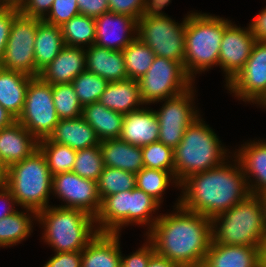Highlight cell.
Segmentation results:
<instances>
[{
	"mask_svg": "<svg viewBox=\"0 0 266 267\" xmlns=\"http://www.w3.org/2000/svg\"><path fill=\"white\" fill-rule=\"evenodd\" d=\"M145 243L130 255H123L121 251L120 267H147L150 258L155 254L153 244L146 238Z\"/></svg>",
	"mask_w": 266,
	"mask_h": 267,
	"instance_id": "obj_43",
	"label": "cell"
},
{
	"mask_svg": "<svg viewBox=\"0 0 266 267\" xmlns=\"http://www.w3.org/2000/svg\"><path fill=\"white\" fill-rule=\"evenodd\" d=\"M41 19L21 12L14 18L0 67L35 77L34 44Z\"/></svg>",
	"mask_w": 266,
	"mask_h": 267,
	"instance_id": "obj_12",
	"label": "cell"
},
{
	"mask_svg": "<svg viewBox=\"0 0 266 267\" xmlns=\"http://www.w3.org/2000/svg\"><path fill=\"white\" fill-rule=\"evenodd\" d=\"M225 88L235 99L257 107L266 101V42H255L246 64Z\"/></svg>",
	"mask_w": 266,
	"mask_h": 267,
	"instance_id": "obj_13",
	"label": "cell"
},
{
	"mask_svg": "<svg viewBox=\"0 0 266 267\" xmlns=\"http://www.w3.org/2000/svg\"><path fill=\"white\" fill-rule=\"evenodd\" d=\"M256 40L249 25L239 27L224 18V34L219 52V67L223 71L227 85L244 67L251 55Z\"/></svg>",
	"mask_w": 266,
	"mask_h": 267,
	"instance_id": "obj_15",
	"label": "cell"
},
{
	"mask_svg": "<svg viewBox=\"0 0 266 267\" xmlns=\"http://www.w3.org/2000/svg\"><path fill=\"white\" fill-rule=\"evenodd\" d=\"M201 267H260V247L222 245L211 241Z\"/></svg>",
	"mask_w": 266,
	"mask_h": 267,
	"instance_id": "obj_20",
	"label": "cell"
},
{
	"mask_svg": "<svg viewBox=\"0 0 266 267\" xmlns=\"http://www.w3.org/2000/svg\"><path fill=\"white\" fill-rule=\"evenodd\" d=\"M136 187V174L117 168L104 166L97 180V189L101 201L109 195L128 191Z\"/></svg>",
	"mask_w": 266,
	"mask_h": 267,
	"instance_id": "obj_37",
	"label": "cell"
},
{
	"mask_svg": "<svg viewBox=\"0 0 266 267\" xmlns=\"http://www.w3.org/2000/svg\"><path fill=\"white\" fill-rule=\"evenodd\" d=\"M137 21L124 14L103 13L95 18V45L123 51L137 37Z\"/></svg>",
	"mask_w": 266,
	"mask_h": 267,
	"instance_id": "obj_16",
	"label": "cell"
},
{
	"mask_svg": "<svg viewBox=\"0 0 266 267\" xmlns=\"http://www.w3.org/2000/svg\"><path fill=\"white\" fill-rule=\"evenodd\" d=\"M54 0H25L20 6V12L28 17L43 20L49 13Z\"/></svg>",
	"mask_w": 266,
	"mask_h": 267,
	"instance_id": "obj_46",
	"label": "cell"
},
{
	"mask_svg": "<svg viewBox=\"0 0 266 267\" xmlns=\"http://www.w3.org/2000/svg\"><path fill=\"white\" fill-rule=\"evenodd\" d=\"M81 251L54 252V256L49 258L42 267H81Z\"/></svg>",
	"mask_w": 266,
	"mask_h": 267,
	"instance_id": "obj_47",
	"label": "cell"
},
{
	"mask_svg": "<svg viewBox=\"0 0 266 267\" xmlns=\"http://www.w3.org/2000/svg\"><path fill=\"white\" fill-rule=\"evenodd\" d=\"M35 221L37 213L30 209L17 210L0 219V245L3 248L13 247L26 240L33 233Z\"/></svg>",
	"mask_w": 266,
	"mask_h": 267,
	"instance_id": "obj_31",
	"label": "cell"
},
{
	"mask_svg": "<svg viewBox=\"0 0 266 267\" xmlns=\"http://www.w3.org/2000/svg\"><path fill=\"white\" fill-rule=\"evenodd\" d=\"M247 140L233 152L244 172L250 194H266V139Z\"/></svg>",
	"mask_w": 266,
	"mask_h": 267,
	"instance_id": "obj_17",
	"label": "cell"
},
{
	"mask_svg": "<svg viewBox=\"0 0 266 267\" xmlns=\"http://www.w3.org/2000/svg\"><path fill=\"white\" fill-rule=\"evenodd\" d=\"M0 6H17V7H19V0H0Z\"/></svg>",
	"mask_w": 266,
	"mask_h": 267,
	"instance_id": "obj_56",
	"label": "cell"
},
{
	"mask_svg": "<svg viewBox=\"0 0 266 267\" xmlns=\"http://www.w3.org/2000/svg\"><path fill=\"white\" fill-rule=\"evenodd\" d=\"M260 267H266V235L260 245Z\"/></svg>",
	"mask_w": 266,
	"mask_h": 267,
	"instance_id": "obj_55",
	"label": "cell"
},
{
	"mask_svg": "<svg viewBox=\"0 0 266 267\" xmlns=\"http://www.w3.org/2000/svg\"><path fill=\"white\" fill-rule=\"evenodd\" d=\"M25 0H19V6L24 2Z\"/></svg>",
	"mask_w": 266,
	"mask_h": 267,
	"instance_id": "obj_58",
	"label": "cell"
},
{
	"mask_svg": "<svg viewBox=\"0 0 266 267\" xmlns=\"http://www.w3.org/2000/svg\"><path fill=\"white\" fill-rule=\"evenodd\" d=\"M186 16L181 23L171 17L140 18L137 37L147 44L155 56L180 62L184 67Z\"/></svg>",
	"mask_w": 266,
	"mask_h": 267,
	"instance_id": "obj_9",
	"label": "cell"
},
{
	"mask_svg": "<svg viewBox=\"0 0 266 267\" xmlns=\"http://www.w3.org/2000/svg\"><path fill=\"white\" fill-rule=\"evenodd\" d=\"M5 186L22 210L30 209L37 213L51 206L52 174L39 148L8 168Z\"/></svg>",
	"mask_w": 266,
	"mask_h": 267,
	"instance_id": "obj_7",
	"label": "cell"
},
{
	"mask_svg": "<svg viewBox=\"0 0 266 267\" xmlns=\"http://www.w3.org/2000/svg\"><path fill=\"white\" fill-rule=\"evenodd\" d=\"M38 148L44 154L52 176L73 170L77 150L48 138L39 140Z\"/></svg>",
	"mask_w": 266,
	"mask_h": 267,
	"instance_id": "obj_36",
	"label": "cell"
},
{
	"mask_svg": "<svg viewBox=\"0 0 266 267\" xmlns=\"http://www.w3.org/2000/svg\"><path fill=\"white\" fill-rule=\"evenodd\" d=\"M99 102L106 108L122 114L138 110L145 105L138 81L134 79L109 82Z\"/></svg>",
	"mask_w": 266,
	"mask_h": 267,
	"instance_id": "obj_25",
	"label": "cell"
},
{
	"mask_svg": "<svg viewBox=\"0 0 266 267\" xmlns=\"http://www.w3.org/2000/svg\"><path fill=\"white\" fill-rule=\"evenodd\" d=\"M172 211L160 214L144 236L159 256L181 267H201L212 241V220L183 208L180 197Z\"/></svg>",
	"mask_w": 266,
	"mask_h": 267,
	"instance_id": "obj_1",
	"label": "cell"
},
{
	"mask_svg": "<svg viewBox=\"0 0 266 267\" xmlns=\"http://www.w3.org/2000/svg\"><path fill=\"white\" fill-rule=\"evenodd\" d=\"M142 158L145 168L169 171L174 175L173 149L160 141L143 146Z\"/></svg>",
	"mask_w": 266,
	"mask_h": 267,
	"instance_id": "obj_41",
	"label": "cell"
},
{
	"mask_svg": "<svg viewBox=\"0 0 266 267\" xmlns=\"http://www.w3.org/2000/svg\"><path fill=\"white\" fill-rule=\"evenodd\" d=\"M160 206L162 205L143 190L137 187L129 190L128 225H145L148 229L145 231L146 234L159 218L160 214L158 215L156 211L161 208ZM153 214H157V216Z\"/></svg>",
	"mask_w": 266,
	"mask_h": 267,
	"instance_id": "obj_32",
	"label": "cell"
},
{
	"mask_svg": "<svg viewBox=\"0 0 266 267\" xmlns=\"http://www.w3.org/2000/svg\"><path fill=\"white\" fill-rule=\"evenodd\" d=\"M224 18L210 13L186 14L184 70L194 81L197 74L219 66Z\"/></svg>",
	"mask_w": 266,
	"mask_h": 267,
	"instance_id": "obj_6",
	"label": "cell"
},
{
	"mask_svg": "<svg viewBox=\"0 0 266 267\" xmlns=\"http://www.w3.org/2000/svg\"><path fill=\"white\" fill-rule=\"evenodd\" d=\"M48 139L74 150L100 145L95 130L82 117L60 119Z\"/></svg>",
	"mask_w": 266,
	"mask_h": 267,
	"instance_id": "obj_24",
	"label": "cell"
},
{
	"mask_svg": "<svg viewBox=\"0 0 266 267\" xmlns=\"http://www.w3.org/2000/svg\"><path fill=\"white\" fill-rule=\"evenodd\" d=\"M104 166L138 173L144 168L142 147L131 145L122 139L100 142Z\"/></svg>",
	"mask_w": 266,
	"mask_h": 267,
	"instance_id": "obj_27",
	"label": "cell"
},
{
	"mask_svg": "<svg viewBox=\"0 0 266 267\" xmlns=\"http://www.w3.org/2000/svg\"><path fill=\"white\" fill-rule=\"evenodd\" d=\"M266 235L263 196L250 194L212 219V241L222 245L260 247Z\"/></svg>",
	"mask_w": 266,
	"mask_h": 267,
	"instance_id": "obj_4",
	"label": "cell"
},
{
	"mask_svg": "<svg viewBox=\"0 0 266 267\" xmlns=\"http://www.w3.org/2000/svg\"><path fill=\"white\" fill-rule=\"evenodd\" d=\"M17 119L0 105V129L12 125Z\"/></svg>",
	"mask_w": 266,
	"mask_h": 267,
	"instance_id": "obj_53",
	"label": "cell"
},
{
	"mask_svg": "<svg viewBox=\"0 0 266 267\" xmlns=\"http://www.w3.org/2000/svg\"><path fill=\"white\" fill-rule=\"evenodd\" d=\"M8 166L3 161L2 157L0 156V186L5 185L7 180V174H8Z\"/></svg>",
	"mask_w": 266,
	"mask_h": 267,
	"instance_id": "obj_54",
	"label": "cell"
},
{
	"mask_svg": "<svg viewBox=\"0 0 266 267\" xmlns=\"http://www.w3.org/2000/svg\"><path fill=\"white\" fill-rule=\"evenodd\" d=\"M52 195L64 204L61 203L59 207L79 209L94 218L101 207L97 182L82 178L72 171L52 176Z\"/></svg>",
	"mask_w": 266,
	"mask_h": 267,
	"instance_id": "obj_14",
	"label": "cell"
},
{
	"mask_svg": "<svg viewBox=\"0 0 266 267\" xmlns=\"http://www.w3.org/2000/svg\"><path fill=\"white\" fill-rule=\"evenodd\" d=\"M264 108L266 110V101L260 106V108Z\"/></svg>",
	"mask_w": 266,
	"mask_h": 267,
	"instance_id": "obj_57",
	"label": "cell"
},
{
	"mask_svg": "<svg viewBox=\"0 0 266 267\" xmlns=\"http://www.w3.org/2000/svg\"><path fill=\"white\" fill-rule=\"evenodd\" d=\"M226 147L202 115L198 117L185 129L181 142L173 150L177 182L181 184L193 174L220 166L233 153Z\"/></svg>",
	"mask_w": 266,
	"mask_h": 267,
	"instance_id": "obj_3",
	"label": "cell"
},
{
	"mask_svg": "<svg viewBox=\"0 0 266 267\" xmlns=\"http://www.w3.org/2000/svg\"><path fill=\"white\" fill-rule=\"evenodd\" d=\"M38 144L39 141L18 121L0 129V156L8 167L31 155L38 149Z\"/></svg>",
	"mask_w": 266,
	"mask_h": 267,
	"instance_id": "obj_21",
	"label": "cell"
},
{
	"mask_svg": "<svg viewBox=\"0 0 266 267\" xmlns=\"http://www.w3.org/2000/svg\"><path fill=\"white\" fill-rule=\"evenodd\" d=\"M81 117L95 130L100 142L121 135L124 114L106 108L99 101L83 106Z\"/></svg>",
	"mask_w": 266,
	"mask_h": 267,
	"instance_id": "obj_29",
	"label": "cell"
},
{
	"mask_svg": "<svg viewBox=\"0 0 266 267\" xmlns=\"http://www.w3.org/2000/svg\"><path fill=\"white\" fill-rule=\"evenodd\" d=\"M174 183V184H173ZM180 189V184L169 171L143 168L136 173V187L154 198L160 205L163 203L165 190L170 186Z\"/></svg>",
	"mask_w": 266,
	"mask_h": 267,
	"instance_id": "obj_34",
	"label": "cell"
},
{
	"mask_svg": "<svg viewBox=\"0 0 266 267\" xmlns=\"http://www.w3.org/2000/svg\"><path fill=\"white\" fill-rule=\"evenodd\" d=\"M249 27L256 41L266 42V6L249 22Z\"/></svg>",
	"mask_w": 266,
	"mask_h": 267,
	"instance_id": "obj_50",
	"label": "cell"
},
{
	"mask_svg": "<svg viewBox=\"0 0 266 267\" xmlns=\"http://www.w3.org/2000/svg\"><path fill=\"white\" fill-rule=\"evenodd\" d=\"M122 53L128 79L137 81L147 73L156 57L151 48L138 37Z\"/></svg>",
	"mask_w": 266,
	"mask_h": 267,
	"instance_id": "obj_35",
	"label": "cell"
},
{
	"mask_svg": "<svg viewBox=\"0 0 266 267\" xmlns=\"http://www.w3.org/2000/svg\"><path fill=\"white\" fill-rule=\"evenodd\" d=\"M194 88L195 85L178 96L155 102L162 103L159 110H154L160 127L158 141L173 150L181 142L185 129L201 116L195 105Z\"/></svg>",
	"mask_w": 266,
	"mask_h": 267,
	"instance_id": "obj_11",
	"label": "cell"
},
{
	"mask_svg": "<svg viewBox=\"0 0 266 267\" xmlns=\"http://www.w3.org/2000/svg\"><path fill=\"white\" fill-rule=\"evenodd\" d=\"M108 5L110 12L132 16L139 20L143 12L144 0H108Z\"/></svg>",
	"mask_w": 266,
	"mask_h": 267,
	"instance_id": "obj_45",
	"label": "cell"
},
{
	"mask_svg": "<svg viewBox=\"0 0 266 267\" xmlns=\"http://www.w3.org/2000/svg\"><path fill=\"white\" fill-rule=\"evenodd\" d=\"M33 78L0 67V105L16 119L23 111L27 87Z\"/></svg>",
	"mask_w": 266,
	"mask_h": 267,
	"instance_id": "obj_28",
	"label": "cell"
},
{
	"mask_svg": "<svg viewBox=\"0 0 266 267\" xmlns=\"http://www.w3.org/2000/svg\"><path fill=\"white\" fill-rule=\"evenodd\" d=\"M53 102L59 119L81 117L83 106L72 83L52 85Z\"/></svg>",
	"mask_w": 266,
	"mask_h": 267,
	"instance_id": "obj_38",
	"label": "cell"
},
{
	"mask_svg": "<svg viewBox=\"0 0 266 267\" xmlns=\"http://www.w3.org/2000/svg\"><path fill=\"white\" fill-rule=\"evenodd\" d=\"M34 44L35 77L49 65L65 47L60 26L51 25L43 20L37 25Z\"/></svg>",
	"mask_w": 266,
	"mask_h": 267,
	"instance_id": "obj_30",
	"label": "cell"
},
{
	"mask_svg": "<svg viewBox=\"0 0 266 267\" xmlns=\"http://www.w3.org/2000/svg\"><path fill=\"white\" fill-rule=\"evenodd\" d=\"M121 233H97L81 251V267H120Z\"/></svg>",
	"mask_w": 266,
	"mask_h": 267,
	"instance_id": "obj_22",
	"label": "cell"
},
{
	"mask_svg": "<svg viewBox=\"0 0 266 267\" xmlns=\"http://www.w3.org/2000/svg\"><path fill=\"white\" fill-rule=\"evenodd\" d=\"M59 120L52 85L34 77L27 87L24 108L17 121L39 141L49 137Z\"/></svg>",
	"mask_w": 266,
	"mask_h": 267,
	"instance_id": "obj_10",
	"label": "cell"
},
{
	"mask_svg": "<svg viewBox=\"0 0 266 267\" xmlns=\"http://www.w3.org/2000/svg\"><path fill=\"white\" fill-rule=\"evenodd\" d=\"M86 52V70L108 82L128 79L122 51H113L95 44L84 48Z\"/></svg>",
	"mask_w": 266,
	"mask_h": 267,
	"instance_id": "obj_23",
	"label": "cell"
},
{
	"mask_svg": "<svg viewBox=\"0 0 266 267\" xmlns=\"http://www.w3.org/2000/svg\"><path fill=\"white\" fill-rule=\"evenodd\" d=\"M85 70V49L65 46L57 57L39 72L38 77L51 85L72 83Z\"/></svg>",
	"mask_w": 266,
	"mask_h": 267,
	"instance_id": "obj_18",
	"label": "cell"
},
{
	"mask_svg": "<svg viewBox=\"0 0 266 267\" xmlns=\"http://www.w3.org/2000/svg\"><path fill=\"white\" fill-rule=\"evenodd\" d=\"M80 14L96 18L109 12L108 0H77Z\"/></svg>",
	"mask_w": 266,
	"mask_h": 267,
	"instance_id": "obj_48",
	"label": "cell"
},
{
	"mask_svg": "<svg viewBox=\"0 0 266 267\" xmlns=\"http://www.w3.org/2000/svg\"><path fill=\"white\" fill-rule=\"evenodd\" d=\"M78 14L80 12L77 0H54L43 21L51 25L61 26Z\"/></svg>",
	"mask_w": 266,
	"mask_h": 267,
	"instance_id": "obj_42",
	"label": "cell"
},
{
	"mask_svg": "<svg viewBox=\"0 0 266 267\" xmlns=\"http://www.w3.org/2000/svg\"><path fill=\"white\" fill-rule=\"evenodd\" d=\"M147 267H181L178 264H175L169 261L165 257H161L158 254H154L147 265Z\"/></svg>",
	"mask_w": 266,
	"mask_h": 267,
	"instance_id": "obj_52",
	"label": "cell"
},
{
	"mask_svg": "<svg viewBox=\"0 0 266 267\" xmlns=\"http://www.w3.org/2000/svg\"><path fill=\"white\" fill-rule=\"evenodd\" d=\"M65 46L86 48L95 44V18L78 14L60 26Z\"/></svg>",
	"mask_w": 266,
	"mask_h": 267,
	"instance_id": "obj_33",
	"label": "cell"
},
{
	"mask_svg": "<svg viewBox=\"0 0 266 267\" xmlns=\"http://www.w3.org/2000/svg\"><path fill=\"white\" fill-rule=\"evenodd\" d=\"M36 222L44 229L41 239L54 252L82 251L98 233L93 216L57 205L37 212Z\"/></svg>",
	"mask_w": 266,
	"mask_h": 267,
	"instance_id": "obj_5",
	"label": "cell"
},
{
	"mask_svg": "<svg viewBox=\"0 0 266 267\" xmlns=\"http://www.w3.org/2000/svg\"><path fill=\"white\" fill-rule=\"evenodd\" d=\"M171 3V0H144V7L141 18H165L169 17L165 11H162L164 7H167Z\"/></svg>",
	"mask_w": 266,
	"mask_h": 267,
	"instance_id": "obj_49",
	"label": "cell"
},
{
	"mask_svg": "<svg viewBox=\"0 0 266 267\" xmlns=\"http://www.w3.org/2000/svg\"><path fill=\"white\" fill-rule=\"evenodd\" d=\"M108 83L104 78L87 70L80 73L72 81L75 93L82 106L98 102Z\"/></svg>",
	"mask_w": 266,
	"mask_h": 267,
	"instance_id": "obj_39",
	"label": "cell"
},
{
	"mask_svg": "<svg viewBox=\"0 0 266 267\" xmlns=\"http://www.w3.org/2000/svg\"><path fill=\"white\" fill-rule=\"evenodd\" d=\"M19 13L17 6H0V62L8 42L12 22Z\"/></svg>",
	"mask_w": 266,
	"mask_h": 267,
	"instance_id": "obj_44",
	"label": "cell"
},
{
	"mask_svg": "<svg viewBox=\"0 0 266 267\" xmlns=\"http://www.w3.org/2000/svg\"><path fill=\"white\" fill-rule=\"evenodd\" d=\"M3 203V205H1ZM0 219L11 215L18 209L15 198L13 197L11 191L5 186H0Z\"/></svg>",
	"mask_w": 266,
	"mask_h": 267,
	"instance_id": "obj_51",
	"label": "cell"
},
{
	"mask_svg": "<svg viewBox=\"0 0 266 267\" xmlns=\"http://www.w3.org/2000/svg\"><path fill=\"white\" fill-rule=\"evenodd\" d=\"M128 209L129 190L106 196L95 217L98 233L120 234L124 226L128 227Z\"/></svg>",
	"mask_w": 266,
	"mask_h": 267,
	"instance_id": "obj_26",
	"label": "cell"
},
{
	"mask_svg": "<svg viewBox=\"0 0 266 267\" xmlns=\"http://www.w3.org/2000/svg\"><path fill=\"white\" fill-rule=\"evenodd\" d=\"M103 168L104 162L100 145L77 150L73 173L97 182Z\"/></svg>",
	"mask_w": 266,
	"mask_h": 267,
	"instance_id": "obj_40",
	"label": "cell"
},
{
	"mask_svg": "<svg viewBox=\"0 0 266 267\" xmlns=\"http://www.w3.org/2000/svg\"><path fill=\"white\" fill-rule=\"evenodd\" d=\"M149 108L145 105V107L124 114L120 139L140 147L158 141L159 122L153 108Z\"/></svg>",
	"mask_w": 266,
	"mask_h": 267,
	"instance_id": "obj_19",
	"label": "cell"
},
{
	"mask_svg": "<svg viewBox=\"0 0 266 267\" xmlns=\"http://www.w3.org/2000/svg\"><path fill=\"white\" fill-rule=\"evenodd\" d=\"M231 158L185 179L179 189L180 205L212 220L250 195L238 159L233 154Z\"/></svg>",
	"mask_w": 266,
	"mask_h": 267,
	"instance_id": "obj_2",
	"label": "cell"
},
{
	"mask_svg": "<svg viewBox=\"0 0 266 267\" xmlns=\"http://www.w3.org/2000/svg\"><path fill=\"white\" fill-rule=\"evenodd\" d=\"M138 84L143 102L151 105L178 96L195 83L180 62L156 56L150 69L138 80Z\"/></svg>",
	"mask_w": 266,
	"mask_h": 267,
	"instance_id": "obj_8",
	"label": "cell"
}]
</instances>
